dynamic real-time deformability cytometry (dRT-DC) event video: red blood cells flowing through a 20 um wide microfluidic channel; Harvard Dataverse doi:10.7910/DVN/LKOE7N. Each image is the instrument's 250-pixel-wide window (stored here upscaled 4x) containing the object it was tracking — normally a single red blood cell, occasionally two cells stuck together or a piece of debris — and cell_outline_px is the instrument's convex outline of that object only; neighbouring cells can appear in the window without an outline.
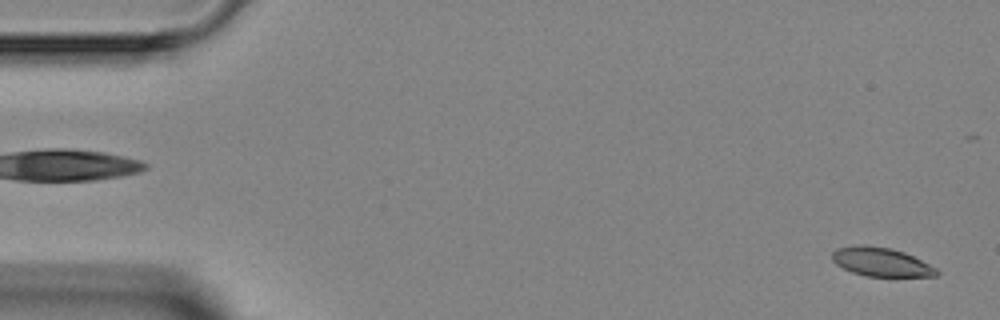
{"species": "Egyptian fruit bat (a non-hibernating species)", "species_latin": "Rousettus aegyptiacus", "temperature_condition": "room temperature", "stored_images_in_passage": 3, "camera_frame_rate_fps": 3000, "um_per_image_px": 0.085, "animal": {"sex": "female"}, "frame": {"image": 1, "passage_image": 3, "time_ms": 3.333, "image_size_px": [1000, 320], "cell_outline_px": [[940, 272], [936, 276], [864, 276], [852, 272], [836, 264], [832, 260], [832, 252], [836, 248], [856, 244], [864, 244], [888, 248], [904, 252], [936, 268]], "centroid_in_image_um": [74.85, 22.26], "position_along_channel_um": 10.2, "area_um2": 17.46}}